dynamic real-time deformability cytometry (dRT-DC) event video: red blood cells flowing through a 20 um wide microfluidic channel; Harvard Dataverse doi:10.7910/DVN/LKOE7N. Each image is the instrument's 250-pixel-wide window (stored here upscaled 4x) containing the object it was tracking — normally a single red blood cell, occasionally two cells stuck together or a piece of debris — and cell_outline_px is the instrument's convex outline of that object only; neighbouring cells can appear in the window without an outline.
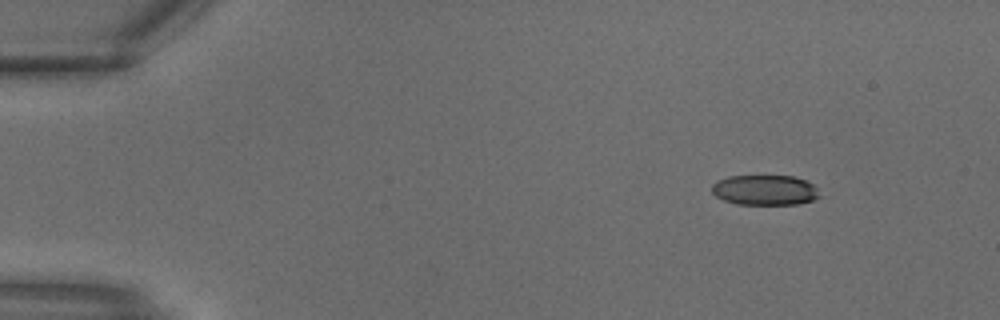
{"species": "common noctule bat (a hibernating species)", "species_latin": "Nyctalus noctula", "temperature_condition": "warm", "stored_images_in_passage": 27, "camera_frame_rate_fps": 3000, "um_per_image_px": 0.085, "animal": {"sex": "male", "body_mass_g": 18.8}, "frame": {"image": 1, "passage_image": 1, "time_ms": 0.0, "image_size_px": [1000, 320], "cell_outline_px": [[820, 196], [812, 200], [800, 204], [736, 204], [724, 200], [716, 196], [712, 192], [712, 184], [716, 180], [728, 176], [792, 176], [804, 180], [812, 184], [816, 188]], "centroid_in_image_um": [64.98, 16.15], "position_along_channel_um": 20.0, "area_um2": 18.9}}
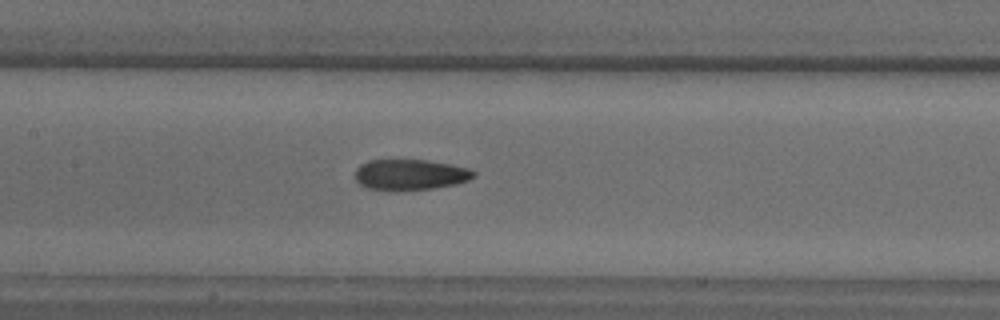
{"frame": {"image": 2, "passage_image": 12, "time_ms": 3.667, "image_size_px": [1000, 320], "cell_outline_px": [[476, 176], [468, 180], [456, 184], [432, 188], [368, 188], [360, 184], [356, 180], [356, 168], [360, 164], [368, 160], [428, 160], [452, 164], [468, 168], [476, 172]], "centroid_in_image_um": [34.91, 14.8], "position_along_channel_um": 172.5, "area_um2": 20.63}}
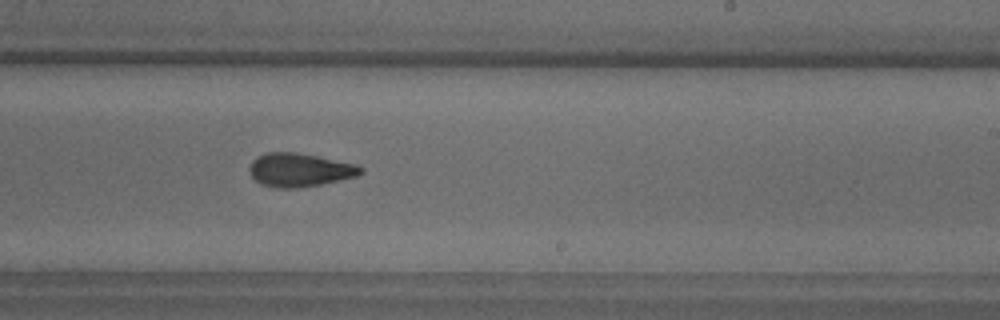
{"frame": {"image": 3, "passage_image": 16, "time_ms": 5.0, "image_size_px": [1000, 320], "cell_outline_px": [[364, 172], [360, 176], [320, 184], [296, 188], [276, 188], [260, 184], [252, 176], [248, 168], [252, 160], [256, 156], [268, 152], [292, 152], [316, 156], [356, 164], [364, 168]], "centroid_in_image_um": [25.47, 14.45], "position_along_channel_um": 263.5, "area_um2": 21.79}}